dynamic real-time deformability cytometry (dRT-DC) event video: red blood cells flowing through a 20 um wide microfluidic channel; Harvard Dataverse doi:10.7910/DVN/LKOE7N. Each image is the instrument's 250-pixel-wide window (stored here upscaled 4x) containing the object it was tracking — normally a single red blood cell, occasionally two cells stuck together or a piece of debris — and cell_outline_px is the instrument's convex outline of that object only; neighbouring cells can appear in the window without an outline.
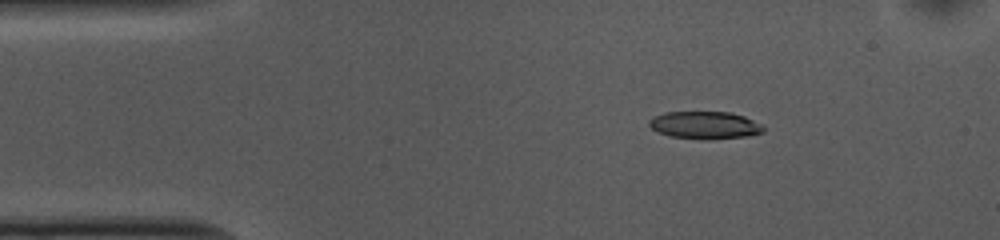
{"species": "common noctule bat (a hibernating species)", "species_latin": "Nyctalus noctula", "temperature_condition": "cold", "stored_images_in_passage": 46, "camera_frame_rate_fps": 3000, "um_per_image_px": 0.085, "animal": {"sex": "female", "body_mass_g": 10.0, "forearm_length_mm": 53.1}, "frame": {"image": 1, "passage_image": 1, "time_ms": 0.0, "image_size_px": [1000, 240], "cell_outline_px": [[764, 132], [748, 136], [712, 140], [704, 140], [672, 136], [656, 132], [648, 124], [648, 120], [652, 116], [664, 112], [728, 112], [744, 116], [760, 124], [764, 128]], "centroid_in_image_um": [59.88, 10.64], "position_along_channel_um": 25.1, "area_um2": 18.5}}
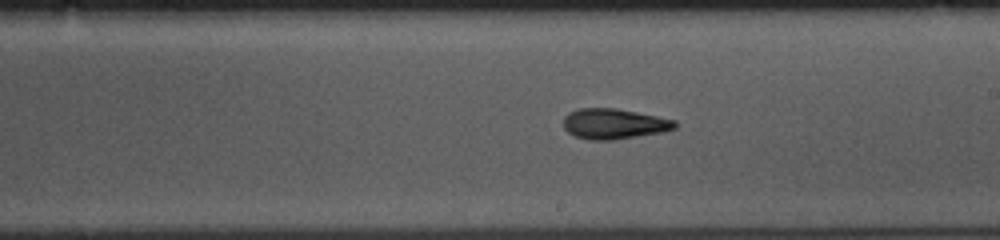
{"frame": {"image": 2, "passage_image": 22, "time_ms": 7.0, "image_size_px": [1000, 240], "cell_outline_px": [[676, 128], [664, 132], [612, 140], [588, 140], [576, 136], [568, 132], [564, 128], [564, 116], [568, 112], [580, 108], [616, 108], [676, 120]], "centroid_in_image_um": [52.18, 10.52], "position_along_channel_um": 236.8, "area_um2": 19.77}}
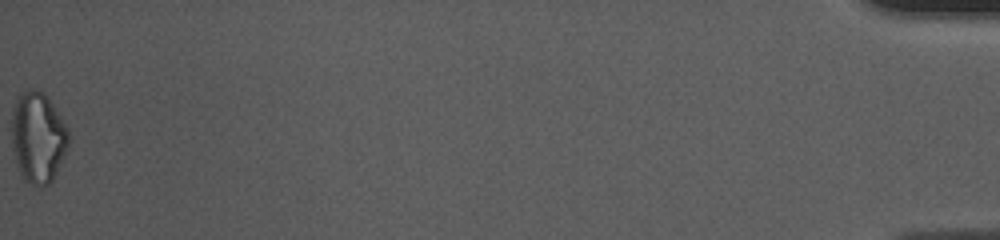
{"frame": {"image": 3, "passage_image": 46, "time_ms": 15.0, "image_size_px": [1000, 240], "cell_outline_px": [[68, 148], [52, 180], [48, 184], [32, 184], [20, 180], [12, 144], [12, 108], [16, 100], [24, 92], [32, 88], [36, 88], [44, 92], [68, 128]], "centroid_in_image_um": [3.21, 11.68], "position_along_channel_um": 432.0, "area_um2": 30.06}, "authors_computed_cell_mechanics": {"area_um2": 19.652, "velocity_mm_per_s": 3.7482, "shape_relaxation_time_tau1_ms": 4.1708, "shape_relaxation_time_tau2_ms": 4.8449, "deformation_change_tau1": 0.141, "deformation_change_tau2": 0.1454}}